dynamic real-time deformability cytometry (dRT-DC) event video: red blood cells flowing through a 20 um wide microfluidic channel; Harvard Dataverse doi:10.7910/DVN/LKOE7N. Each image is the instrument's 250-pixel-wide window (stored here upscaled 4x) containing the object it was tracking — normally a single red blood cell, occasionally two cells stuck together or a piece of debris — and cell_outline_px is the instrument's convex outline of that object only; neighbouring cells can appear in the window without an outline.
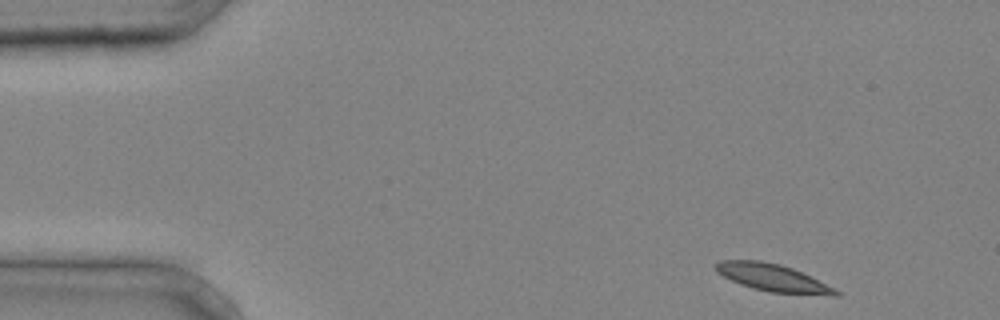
{"species": "common noctule bat (a hibernating species)", "species_latin": "Nyctalus noctula", "temperature_condition": "cold", "stored_images_in_passage": 9, "camera_frame_rate_fps": 3000, "um_per_image_px": 0.085, "animal": {"sex": "male", "body_mass_g": 20.4}, "frame": {"image": 1, "passage_image": 1, "time_ms": 0.0, "image_size_px": [1000, 320], "cell_outline_px": [[840, 296], [832, 296], [768, 292], [752, 288], [740, 284], [716, 272], [716, 264], [720, 260], [760, 260], [780, 264], [792, 268], [836, 288], [840, 292]], "centroid_in_image_um": [65.73, 23.62], "position_along_channel_um": 19.3, "area_um2": 19.19}}